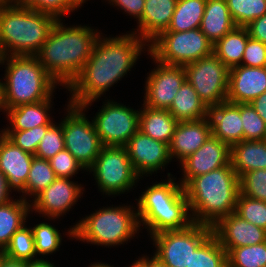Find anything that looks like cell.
I'll return each instance as SVG.
<instances>
[{"label":"cell","instance_id":"obj_1","mask_svg":"<svg viewBox=\"0 0 266 267\" xmlns=\"http://www.w3.org/2000/svg\"><path fill=\"white\" fill-rule=\"evenodd\" d=\"M145 46L149 45L134 33L109 38L100 34L85 66L67 87L72 93L69 104L91 106L131 71Z\"/></svg>","mask_w":266,"mask_h":267},{"label":"cell","instance_id":"obj_2","mask_svg":"<svg viewBox=\"0 0 266 267\" xmlns=\"http://www.w3.org/2000/svg\"><path fill=\"white\" fill-rule=\"evenodd\" d=\"M61 21L35 56L58 85L67 88L91 56L100 32L89 26L66 27Z\"/></svg>","mask_w":266,"mask_h":267},{"label":"cell","instance_id":"obj_3","mask_svg":"<svg viewBox=\"0 0 266 267\" xmlns=\"http://www.w3.org/2000/svg\"><path fill=\"white\" fill-rule=\"evenodd\" d=\"M183 188L195 223L213 227L236 210L240 186L231 162L193 177Z\"/></svg>","mask_w":266,"mask_h":267},{"label":"cell","instance_id":"obj_4","mask_svg":"<svg viewBox=\"0 0 266 267\" xmlns=\"http://www.w3.org/2000/svg\"><path fill=\"white\" fill-rule=\"evenodd\" d=\"M170 175H167L168 181L147 187L137 202L139 225L146 226L150 237L163 231L187 228L193 223L184 188Z\"/></svg>","mask_w":266,"mask_h":267},{"label":"cell","instance_id":"obj_5","mask_svg":"<svg viewBox=\"0 0 266 267\" xmlns=\"http://www.w3.org/2000/svg\"><path fill=\"white\" fill-rule=\"evenodd\" d=\"M57 21L55 16L17 4L0 8L3 56H35Z\"/></svg>","mask_w":266,"mask_h":267},{"label":"cell","instance_id":"obj_6","mask_svg":"<svg viewBox=\"0 0 266 267\" xmlns=\"http://www.w3.org/2000/svg\"><path fill=\"white\" fill-rule=\"evenodd\" d=\"M1 64L6 65L3 82L5 111L22 104L47 100L57 88L58 83L36 56H3Z\"/></svg>","mask_w":266,"mask_h":267},{"label":"cell","instance_id":"obj_7","mask_svg":"<svg viewBox=\"0 0 266 267\" xmlns=\"http://www.w3.org/2000/svg\"><path fill=\"white\" fill-rule=\"evenodd\" d=\"M137 211L131 206H110L96 210L68 230V236L103 246L121 245L140 229Z\"/></svg>","mask_w":266,"mask_h":267},{"label":"cell","instance_id":"obj_8","mask_svg":"<svg viewBox=\"0 0 266 267\" xmlns=\"http://www.w3.org/2000/svg\"><path fill=\"white\" fill-rule=\"evenodd\" d=\"M158 62L185 66L213 54V43L199 29L164 31L147 47Z\"/></svg>","mask_w":266,"mask_h":267},{"label":"cell","instance_id":"obj_9","mask_svg":"<svg viewBox=\"0 0 266 267\" xmlns=\"http://www.w3.org/2000/svg\"><path fill=\"white\" fill-rule=\"evenodd\" d=\"M88 171L93 172L98 189L109 196L128 192L140 179L125 146H102Z\"/></svg>","mask_w":266,"mask_h":267},{"label":"cell","instance_id":"obj_10","mask_svg":"<svg viewBox=\"0 0 266 267\" xmlns=\"http://www.w3.org/2000/svg\"><path fill=\"white\" fill-rule=\"evenodd\" d=\"M213 233L210 226L193 222L187 228L151 236L156 256L167 267H190L192 253Z\"/></svg>","mask_w":266,"mask_h":267},{"label":"cell","instance_id":"obj_11","mask_svg":"<svg viewBox=\"0 0 266 267\" xmlns=\"http://www.w3.org/2000/svg\"><path fill=\"white\" fill-rule=\"evenodd\" d=\"M61 121L65 148L88 170L99 155L102 144L93 121L86 117L82 106L68 104Z\"/></svg>","mask_w":266,"mask_h":267},{"label":"cell","instance_id":"obj_12","mask_svg":"<svg viewBox=\"0 0 266 267\" xmlns=\"http://www.w3.org/2000/svg\"><path fill=\"white\" fill-rule=\"evenodd\" d=\"M184 70L208 109L227 101L230 69L214 54L185 65Z\"/></svg>","mask_w":266,"mask_h":267},{"label":"cell","instance_id":"obj_13","mask_svg":"<svg viewBox=\"0 0 266 267\" xmlns=\"http://www.w3.org/2000/svg\"><path fill=\"white\" fill-rule=\"evenodd\" d=\"M113 101L105 102L92 121L103 146H125L139 130L140 111Z\"/></svg>","mask_w":266,"mask_h":267},{"label":"cell","instance_id":"obj_14","mask_svg":"<svg viewBox=\"0 0 266 267\" xmlns=\"http://www.w3.org/2000/svg\"><path fill=\"white\" fill-rule=\"evenodd\" d=\"M157 67L150 72L146 79L143 104L155 109L168 110L177 92L186 80L184 66L168 65L158 62Z\"/></svg>","mask_w":266,"mask_h":267},{"label":"cell","instance_id":"obj_15","mask_svg":"<svg viewBox=\"0 0 266 267\" xmlns=\"http://www.w3.org/2000/svg\"><path fill=\"white\" fill-rule=\"evenodd\" d=\"M83 187L70 181V178L57 177L45 190L39 193L30 203L31 211H36L56 219L69 211L83 194Z\"/></svg>","mask_w":266,"mask_h":267},{"label":"cell","instance_id":"obj_16","mask_svg":"<svg viewBox=\"0 0 266 267\" xmlns=\"http://www.w3.org/2000/svg\"><path fill=\"white\" fill-rule=\"evenodd\" d=\"M125 148L134 171L140 176L165 169L171 162L169 145L155 140L138 130L127 142Z\"/></svg>","mask_w":266,"mask_h":267},{"label":"cell","instance_id":"obj_17","mask_svg":"<svg viewBox=\"0 0 266 267\" xmlns=\"http://www.w3.org/2000/svg\"><path fill=\"white\" fill-rule=\"evenodd\" d=\"M230 153L231 148L226 143L211 135L200 148L180 163L184 173L181 185L184 187L193 177L227 166L230 163Z\"/></svg>","mask_w":266,"mask_h":267},{"label":"cell","instance_id":"obj_18","mask_svg":"<svg viewBox=\"0 0 266 267\" xmlns=\"http://www.w3.org/2000/svg\"><path fill=\"white\" fill-rule=\"evenodd\" d=\"M212 229L227 253L232 248L256 245L266 241L265 229L249 223L236 212L222 218Z\"/></svg>","mask_w":266,"mask_h":267},{"label":"cell","instance_id":"obj_19","mask_svg":"<svg viewBox=\"0 0 266 267\" xmlns=\"http://www.w3.org/2000/svg\"><path fill=\"white\" fill-rule=\"evenodd\" d=\"M266 92V67L238 65L230 68L227 101L250 103Z\"/></svg>","mask_w":266,"mask_h":267},{"label":"cell","instance_id":"obj_20","mask_svg":"<svg viewBox=\"0 0 266 267\" xmlns=\"http://www.w3.org/2000/svg\"><path fill=\"white\" fill-rule=\"evenodd\" d=\"M211 135L212 127L209 117L195 121L178 122L169 145L171 161L177 158L181 163L200 148Z\"/></svg>","mask_w":266,"mask_h":267},{"label":"cell","instance_id":"obj_21","mask_svg":"<svg viewBox=\"0 0 266 267\" xmlns=\"http://www.w3.org/2000/svg\"><path fill=\"white\" fill-rule=\"evenodd\" d=\"M35 155L23 151L6 136L0 144V171L5 175L8 186L20 192L27 181Z\"/></svg>","mask_w":266,"mask_h":267},{"label":"cell","instance_id":"obj_22","mask_svg":"<svg viewBox=\"0 0 266 267\" xmlns=\"http://www.w3.org/2000/svg\"><path fill=\"white\" fill-rule=\"evenodd\" d=\"M208 117L211 122L212 135L230 148L243 141L242 118L240 117V103L228 101L209 108Z\"/></svg>","mask_w":266,"mask_h":267},{"label":"cell","instance_id":"obj_23","mask_svg":"<svg viewBox=\"0 0 266 267\" xmlns=\"http://www.w3.org/2000/svg\"><path fill=\"white\" fill-rule=\"evenodd\" d=\"M177 0H145L144 11L141 19L137 22V31L133 32L144 40L151 43L162 32L166 31L173 13Z\"/></svg>","mask_w":266,"mask_h":267},{"label":"cell","instance_id":"obj_24","mask_svg":"<svg viewBox=\"0 0 266 267\" xmlns=\"http://www.w3.org/2000/svg\"><path fill=\"white\" fill-rule=\"evenodd\" d=\"M52 96L41 102L22 104L8 109L5 113L9 119V125L5 131L29 130L42 125H52L50 109Z\"/></svg>","mask_w":266,"mask_h":267},{"label":"cell","instance_id":"obj_25","mask_svg":"<svg viewBox=\"0 0 266 267\" xmlns=\"http://www.w3.org/2000/svg\"><path fill=\"white\" fill-rule=\"evenodd\" d=\"M230 162L237 176L266 169V140H243L231 147Z\"/></svg>","mask_w":266,"mask_h":267},{"label":"cell","instance_id":"obj_26","mask_svg":"<svg viewBox=\"0 0 266 267\" xmlns=\"http://www.w3.org/2000/svg\"><path fill=\"white\" fill-rule=\"evenodd\" d=\"M235 27L226 0H206L199 29L213 45Z\"/></svg>","mask_w":266,"mask_h":267},{"label":"cell","instance_id":"obj_27","mask_svg":"<svg viewBox=\"0 0 266 267\" xmlns=\"http://www.w3.org/2000/svg\"><path fill=\"white\" fill-rule=\"evenodd\" d=\"M139 110V130L151 138L170 145L178 121L164 109L150 108L143 104Z\"/></svg>","mask_w":266,"mask_h":267},{"label":"cell","instance_id":"obj_28","mask_svg":"<svg viewBox=\"0 0 266 267\" xmlns=\"http://www.w3.org/2000/svg\"><path fill=\"white\" fill-rule=\"evenodd\" d=\"M168 111L178 122H186L208 117L209 109L200 100L192 85L185 80Z\"/></svg>","mask_w":266,"mask_h":267},{"label":"cell","instance_id":"obj_29","mask_svg":"<svg viewBox=\"0 0 266 267\" xmlns=\"http://www.w3.org/2000/svg\"><path fill=\"white\" fill-rule=\"evenodd\" d=\"M31 212L30 203L23 198H14L0 205V251L8 245L12 235L25 225Z\"/></svg>","mask_w":266,"mask_h":267},{"label":"cell","instance_id":"obj_30","mask_svg":"<svg viewBox=\"0 0 266 267\" xmlns=\"http://www.w3.org/2000/svg\"><path fill=\"white\" fill-rule=\"evenodd\" d=\"M249 38L246 27L236 26L213 45V54L229 69L241 65Z\"/></svg>","mask_w":266,"mask_h":267},{"label":"cell","instance_id":"obj_31","mask_svg":"<svg viewBox=\"0 0 266 267\" xmlns=\"http://www.w3.org/2000/svg\"><path fill=\"white\" fill-rule=\"evenodd\" d=\"M206 0H177L166 31L183 32L200 28Z\"/></svg>","mask_w":266,"mask_h":267},{"label":"cell","instance_id":"obj_32","mask_svg":"<svg viewBox=\"0 0 266 267\" xmlns=\"http://www.w3.org/2000/svg\"><path fill=\"white\" fill-rule=\"evenodd\" d=\"M56 178L49 160L34 156L26 184L20 191V193H23L21 198L31 202V200H27L26 195H28L29 198L33 196L32 198L34 199V197L45 190Z\"/></svg>","mask_w":266,"mask_h":267},{"label":"cell","instance_id":"obj_33","mask_svg":"<svg viewBox=\"0 0 266 267\" xmlns=\"http://www.w3.org/2000/svg\"><path fill=\"white\" fill-rule=\"evenodd\" d=\"M190 267H228L227 252L213 233L192 253Z\"/></svg>","mask_w":266,"mask_h":267},{"label":"cell","instance_id":"obj_34","mask_svg":"<svg viewBox=\"0 0 266 267\" xmlns=\"http://www.w3.org/2000/svg\"><path fill=\"white\" fill-rule=\"evenodd\" d=\"M2 252L8 258L25 262L42 259V257L37 258L33 232L26 225H23L12 235L8 245Z\"/></svg>","mask_w":266,"mask_h":267},{"label":"cell","instance_id":"obj_35","mask_svg":"<svg viewBox=\"0 0 266 267\" xmlns=\"http://www.w3.org/2000/svg\"><path fill=\"white\" fill-rule=\"evenodd\" d=\"M228 267H266V241L232 248L227 253Z\"/></svg>","mask_w":266,"mask_h":267},{"label":"cell","instance_id":"obj_36","mask_svg":"<svg viewBox=\"0 0 266 267\" xmlns=\"http://www.w3.org/2000/svg\"><path fill=\"white\" fill-rule=\"evenodd\" d=\"M236 26L245 27L266 14V0H226Z\"/></svg>","mask_w":266,"mask_h":267},{"label":"cell","instance_id":"obj_37","mask_svg":"<svg viewBox=\"0 0 266 267\" xmlns=\"http://www.w3.org/2000/svg\"><path fill=\"white\" fill-rule=\"evenodd\" d=\"M32 229L36 255L46 256L58 251L62 236L54 226L42 222L36 224Z\"/></svg>","mask_w":266,"mask_h":267},{"label":"cell","instance_id":"obj_38","mask_svg":"<svg viewBox=\"0 0 266 267\" xmlns=\"http://www.w3.org/2000/svg\"><path fill=\"white\" fill-rule=\"evenodd\" d=\"M15 4L50 14L59 20L60 17L77 10L83 3L80 0H15Z\"/></svg>","mask_w":266,"mask_h":267},{"label":"cell","instance_id":"obj_39","mask_svg":"<svg viewBox=\"0 0 266 267\" xmlns=\"http://www.w3.org/2000/svg\"><path fill=\"white\" fill-rule=\"evenodd\" d=\"M235 212L249 223L266 230V201L249 198L239 192Z\"/></svg>","mask_w":266,"mask_h":267},{"label":"cell","instance_id":"obj_40","mask_svg":"<svg viewBox=\"0 0 266 267\" xmlns=\"http://www.w3.org/2000/svg\"><path fill=\"white\" fill-rule=\"evenodd\" d=\"M243 140H266V123L250 103H240Z\"/></svg>","mask_w":266,"mask_h":267},{"label":"cell","instance_id":"obj_41","mask_svg":"<svg viewBox=\"0 0 266 267\" xmlns=\"http://www.w3.org/2000/svg\"><path fill=\"white\" fill-rule=\"evenodd\" d=\"M240 193L249 198L266 201V169L248 171L239 177Z\"/></svg>","mask_w":266,"mask_h":267},{"label":"cell","instance_id":"obj_42","mask_svg":"<svg viewBox=\"0 0 266 267\" xmlns=\"http://www.w3.org/2000/svg\"><path fill=\"white\" fill-rule=\"evenodd\" d=\"M64 148L65 144L62 123L60 122L59 125L53 123L41 139L35 156L49 160Z\"/></svg>","mask_w":266,"mask_h":267},{"label":"cell","instance_id":"obj_43","mask_svg":"<svg viewBox=\"0 0 266 267\" xmlns=\"http://www.w3.org/2000/svg\"><path fill=\"white\" fill-rule=\"evenodd\" d=\"M51 125H42L29 130L6 131V137L23 151L35 155L39 143Z\"/></svg>","mask_w":266,"mask_h":267},{"label":"cell","instance_id":"obj_44","mask_svg":"<svg viewBox=\"0 0 266 267\" xmlns=\"http://www.w3.org/2000/svg\"><path fill=\"white\" fill-rule=\"evenodd\" d=\"M49 163L55 172L56 177L71 178L78 170H85L77 159L66 149L59 151L49 159Z\"/></svg>","mask_w":266,"mask_h":267},{"label":"cell","instance_id":"obj_45","mask_svg":"<svg viewBox=\"0 0 266 267\" xmlns=\"http://www.w3.org/2000/svg\"><path fill=\"white\" fill-rule=\"evenodd\" d=\"M241 65L247 67H266V44L249 38L245 46Z\"/></svg>","mask_w":266,"mask_h":267},{"label":"cell","instance_id":"obj_46","mask_svg":"<svg viewBox=\"0 0 266 267\" xmlns=\"http://www.w3.org/2000/svg\"><path fill=\"white\" fill-rule=\"evenodd\" d=\"M112 3V5L115 4V6L121 8V10H124L127 12L130 16L133 15L137 21H139L142 17L143 11H144V5L145 0H107Z\"/></svg>","mask_w":266,"mask_h":267},{"label":"cell","instance_id":"obj_47","mask_svg":"<svg viewBox=\"0 0 266 267\" xmlns=\"http://www.w3.org/2000/svg\"><path fill=\"white\" fill-rule=\"evenodd\" d=\"M249 37L266 44V14L251 21L247 26Z\"/></svg>","mask_w":266,"mask_h":267},{"label":"cell","instance_id":"obj_48","mask_svg":"<svg viewBox=\"0 0 266 267\" xmlns=\"http://www.w3.org/2000/svg\"><path fill=\"white\" fill-rule=\"evenodd\" d=\"M250 104L253 106L257 114L266 123V92L259 95L256 99L250 102Z\"/></svg>","mask_w":266,"mask_h":267},{"label":"cell","instance_id":"obj_49","mask_svg":"<svg viewBox=\"0 0 266 267\" xmlns=\"http://www.w3.org/2000/svg\"><path fill=\"white\" fill-rule=\"evenodd\" d=\"M11 188L8 186L5 175L0 171V205L12 200L10 196Z\"/></svg>","mask_w":266,"mask_h":267},{"label":"cell","instance_id":"obj_50","mask_svg":"<svg viewBox=\"0 0 266 267\" xmlns=\"http://www.w3.org/2000/svg\"><path fill=\"white\" fill-rule=\"evenodd\" d=\"M138 267H167L156 256H152L151 259L147 256L140 257L134 262Z\"/></svg>","mask_w":266,"mask_h":267},{"label":"cell","instance_id":"obj_51","mask_svg":"<svg viewBox=\"0 0 266 267\" xmlns=\"http://www.w3.org/2000/svg\"><path fill=\"white\" fill-rule=\"evenodd\" d=\"M0 267H25V261L11 259L3 255Z\"/></svg>","mask_w":266,"mask_h":267},{"label":"cell","instance_id":"obj_52","mask_svg":"<svg viewBox=\"0 0 266 267\" xmlns=\"http://www.w3.org/2000/svg\"><path fill=\"white\" fill-rule=\"evenodd\" d=\"M25 267H56L49 260L39 259L36 261L25 262Z\"/></svg>","mask_w":266,"mask_h":267},{"label":"cell","instance_id":"obj_53","mask_svg":"<svg viewBox=\"0 0 266 267\" xmlns=\"http://www.w3.org/2000/svg\"><path fill=\"white\" fill-rule=\"evenodd\" d=\"M0 110L5 112L4 96H3V82L0 81Z\"/></svg>","mask_w":266,"mask_h":267},{"label":"cell","instance_id":"obj_54","mask_svg":"<svg viewBox=\"0 0 266 267\" xmlns=\"http://www.w3.org/2000/svg\"><path fill=\"white\" fill-rule=\"evenodd\" d=\"M15 4V0H0V8Z\"/></svg>","mask_w":266,"mask_h":267},{"label":"cell","instance_id":"obj_55","mask_svg":"<svg viewBox=\"0 0 266 267\" xmlns=\"http://www.w3.org/2000/svg\"><path fill=\"white\" fill-rule=\"evenodd\" d=\"M88 267H114V266H111L110 264L108 265V264H105V263H99V262H97V263H91V265L90 266H88Z\"/></svg>","mask_w":266,"mask_h":267},{"label":"cell","instance_id":"obj_56","mask_svg":"<svg viewBox=\"0 0 266 267\" xmlns=\"http://www.w3.org/2000/svg\"><path fill=\"white\" fill-rule=\"evenodd\" d=\"M5 136H6V131H5V129H2L0 131V144H1V142L4 139Z\"/></svg>","mask_w":266,"mask_h":267},{"label":"cell","instance_id":"obj_57","mask_svg":"<svg viewBox=\"0 0 266 267\" xmlns=\"http://www.w3.org/2000/svg\"><path fill=\"white\" fill-rule=\"evenodd\" d=\"M2 58H3V54H2V52H1V50H0V63H1V61H2Z\"/></svg>","mask_w":266,"mask_h":267},{"label":"cell","instance_id":"obj_58","mask_svg":"<svg viewBox=\"0 0 266 267\" xmlns=\"http://www.w3.org/2000/svg\"><path fill=\"white\" fill-rule=\"evenodd\" d=\"M3 258V252L0 251V262H1V259Z\"/></svg>","mask_w":266,"mask_h":267},{"label":"cell","instance_id":"obj_59","mask_svg":"<svg viewBox=\"0 0 266 267\" xmlns=\"http://www.w3.org/2000/svg\"><path fill=\"white\" fill-rule=\"evenodd\" d=\"M129 267H138V266L135 263H132V265Z\"/></svg>","mask_w":266,"mask_h":267}]
</instances>
